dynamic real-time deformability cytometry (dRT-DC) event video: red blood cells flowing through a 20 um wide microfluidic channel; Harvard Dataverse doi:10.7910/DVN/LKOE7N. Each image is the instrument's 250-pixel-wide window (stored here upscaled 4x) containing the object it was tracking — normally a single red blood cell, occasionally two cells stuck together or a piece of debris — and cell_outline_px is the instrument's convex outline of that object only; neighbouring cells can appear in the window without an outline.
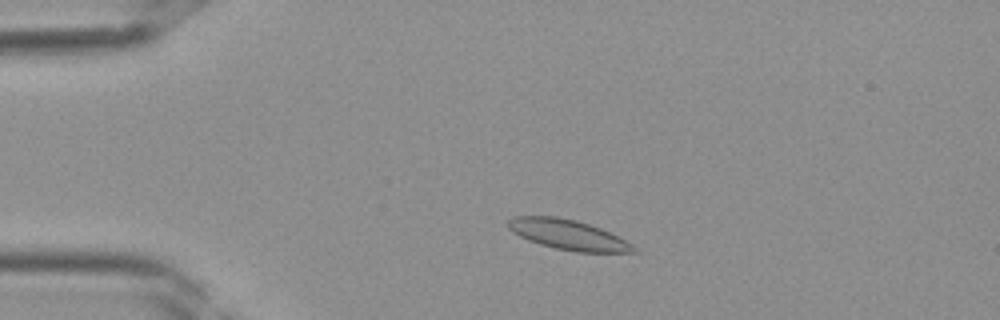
{"species": "Egyptian fruit bat (a non-hibernating species)", "species_latin": "Rousettus aegyptiacus", "temperature_condition": "room temperature", "stored_images_in_passage": 37, "camera_frame_rate_fps": 3000, "um_per_image_px": 0.085, "frame": {"image": 1, "passage_image": 6, "time_ms": 1.667, "image_size_px": [1000, 320], "cell_outline_px": [[640, 252], [576, 252], [556, 248], [540, 244], [528, 240], [512, 232], [508, 228], [508, 220], [512, 216], [556, 216], [576, 220], [600, 228], [632, 244]], "centroid_in_image_um": [48.25, 19.94], "position_along_channel_um": 36.7, "area_um2": 21.79}}
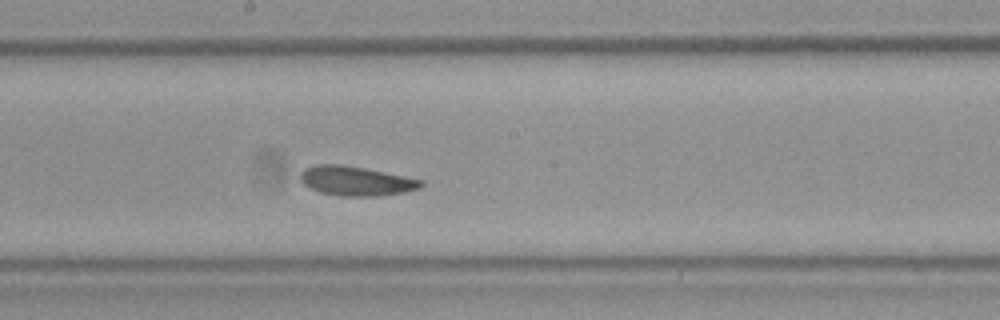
{"frame": {"image": 2, "passage_image": 19, "time_ms": 6.0, "image_size_px": [1000, 320], "cell_outline_px": [[424, 184], [420, 188], [404, 192], [380, 196], [340, 196], [320, 192], [304, 184], [300, 180], [300, 172], [304, 168], [316, 164], [340, 164], [364, 168], [424, 180]], "centroid_in_image_um": [30.26, 15.38], "position_along_channel_um": 217.9, "area_um2": 20.69}}
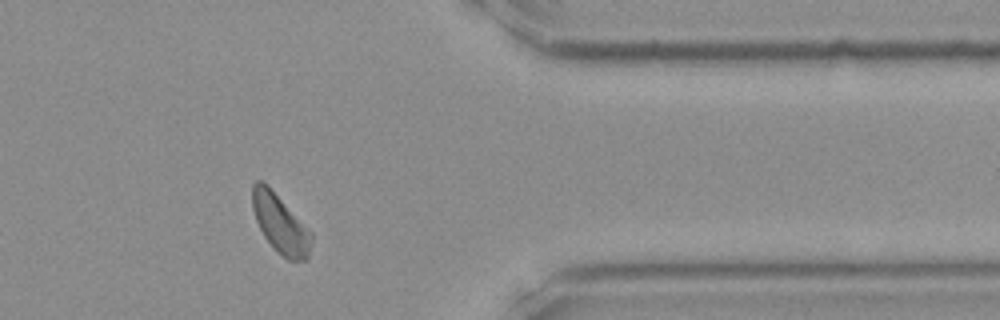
{"frame": {"image": 3, "passage_image": 30, "time_ms": 9.667, "image_size_px": [1000, 320], "cell_outline_px": [[312, 240], [308, 256], [304, 260], [288, 260], [276, 252], [272, 248], [264, 236], [256, 220], [252, 208], [252, 184], [256, 180], [260, 180], [268, 184], [312, 232]], "centroid_in_image_um": [23.81, 19.0], "position_along_channel_um": 387.6, "area_um2": 20.35}}